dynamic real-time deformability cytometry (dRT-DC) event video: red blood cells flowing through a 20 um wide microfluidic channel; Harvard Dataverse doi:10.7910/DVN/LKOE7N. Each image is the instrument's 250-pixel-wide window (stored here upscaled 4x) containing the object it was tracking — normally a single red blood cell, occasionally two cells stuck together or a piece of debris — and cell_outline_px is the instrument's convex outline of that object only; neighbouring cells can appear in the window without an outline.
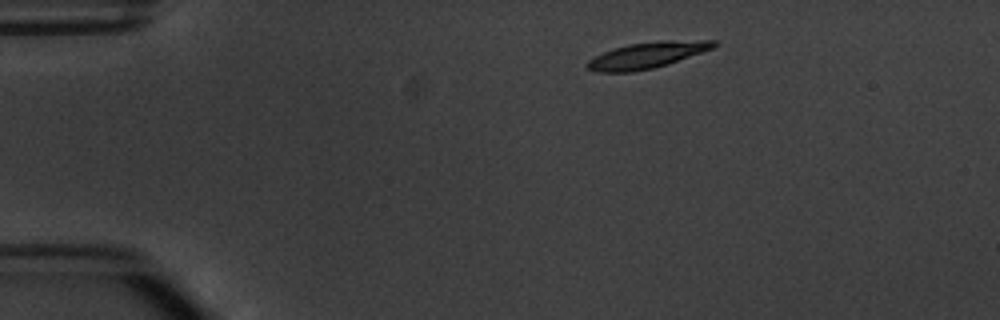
{"species": "common noctule bat (a hibernating species)", "species_latin": "Nyctalus noctula", "temperature_condition": "warm", "stored_images_in_passage": 4, "camera_frame_rate_fps": 3000, "um_per_image_px": 0.085, "animal": {"sex": "male", "body_mass_g": 20.1, "forearm_length_mm": 53.5}, "frame": {"image": 1, "passage_image": 1, "time_ms": 0.0, "image_size_px": [1000, 320], "cell_outline_px": [[720, 44], [716, 48], [668, 64], [652, 68], [632, 72], [596, 72], [588, 68], [584, 64], [588, 60], [612, 48], [628, 44], [660, 40], [720, 40]], "centroid_in_image_um": [55.08, 4.67], "position_along_channel_um": 29.9, "area_um2": 19.65}}
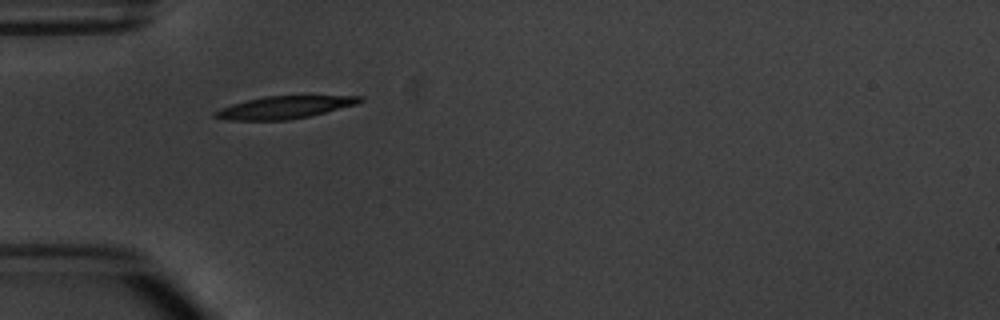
{"frame": {"image": 2, "passage_image": 3, "time_ms": 2.333, "image_size_px": [1000, 320], "cell_outline_px": [[364, 100], [356, 104], [308, 116], [288, 120], [224, 120], [212, 116], [212, 112], [220, 108], [232, 104], [264, 96], [364, 96]], "centroid_in_image_um": [24.11, 9.13], "position_along_channel_um": 60.9, "area_um2": 18.79}}